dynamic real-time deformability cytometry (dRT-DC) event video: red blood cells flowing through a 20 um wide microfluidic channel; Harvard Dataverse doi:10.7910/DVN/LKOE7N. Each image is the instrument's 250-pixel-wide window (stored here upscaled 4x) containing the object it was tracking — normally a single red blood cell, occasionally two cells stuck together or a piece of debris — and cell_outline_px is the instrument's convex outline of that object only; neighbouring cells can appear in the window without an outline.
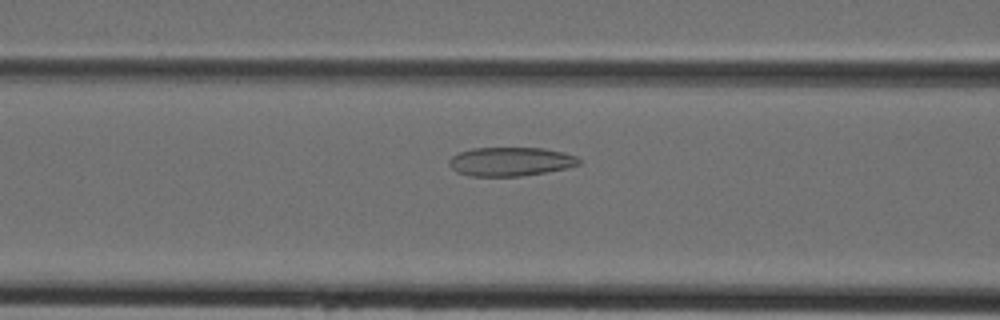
{"species": "Egyptian fruit bat (a non-hibernating species)", "species_latin": "Rousettus aegyptiacus", "temperature_condition": "cold", "stored_images_in_passage": 44, "camera_frame_rate_fps": 3000, "um_per_image_px": 0.085, "animal": {"sex": "female"}, "frame": {"image": 1, "passage_image": 18, "time_ms": 5.667, "image_size_px": [1000, 320], "cell_outline_px": [[580, 164], [568, 168], [520, 176], [468, 176], [456, 172], [448, 164], [448, 160], [452, 156], [460, 152], [472, 148], [544, 148], [564, 152], [576, 156], [580, 160]], "centroid_in_image_um": [43.38, 13.73], "position_along_channel_um": 123.2, "area_um2": 21.91}}
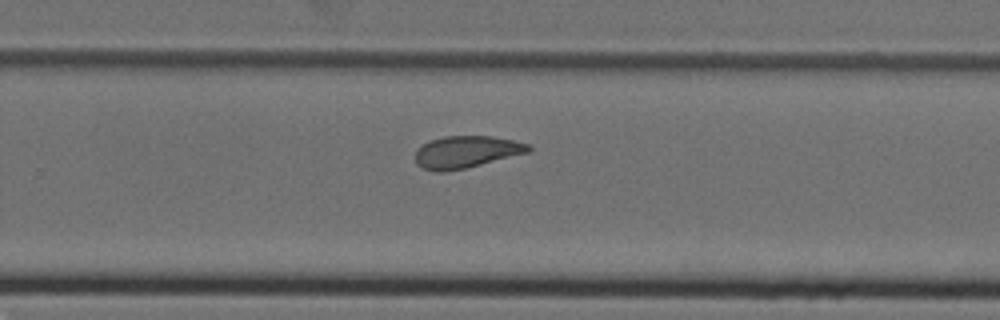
{"frame": {"image": 2, "passage_image": 29, "time_ms": 9.333, "image_size_px": [1000, 320], "cell_outline_px": [[532, 148], [528, 152], [464, 168], [444, 172], [436, 172], [424, 168], [416, 164], [416, 148], [432, 140], [444, 136], [492, 136], [512, 140], [528, 144]], "centroid_in_image_um": [39.6, 12.91], "position_along_channel_um": 290.2, "area_um2": 20.81}}
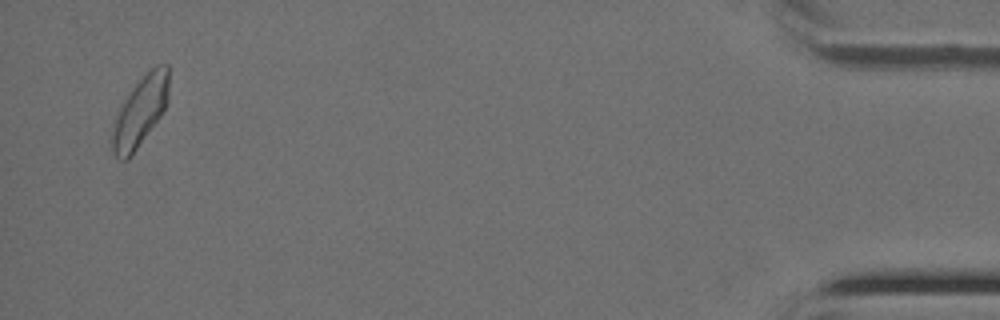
{"frame": {"image": 3, "passage_image": 43, "time_ms": 14.0, "image_size_px": [1000, 320], "cell_outline_px": [[168, 100], [160, 116], [132, 156], [128, 160], [116, 160], [108, 148], [108, 140], [120, 108], [124, 100], [132, 88], [156, 64], [168, 64]], "centroid_in_image_um": [11.85, 9.58], "position_along_channel_um": 423.3, "area_um2": 23.18}}